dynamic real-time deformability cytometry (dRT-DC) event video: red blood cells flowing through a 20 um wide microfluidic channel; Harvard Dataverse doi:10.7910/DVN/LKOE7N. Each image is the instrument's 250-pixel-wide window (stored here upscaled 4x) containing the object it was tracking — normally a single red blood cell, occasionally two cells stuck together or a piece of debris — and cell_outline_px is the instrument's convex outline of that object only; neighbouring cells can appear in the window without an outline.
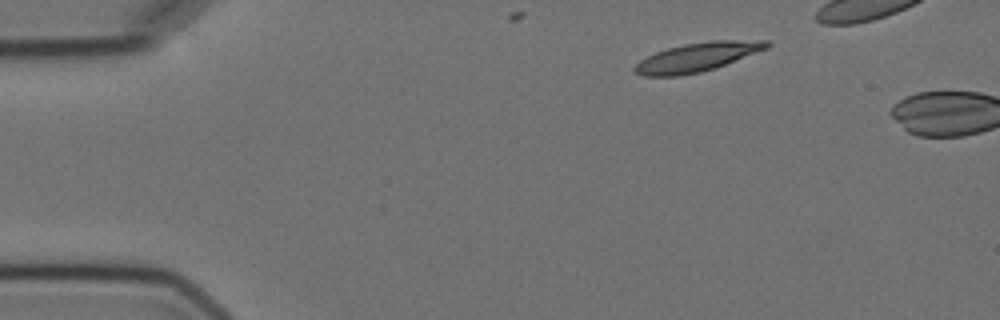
{"species": "Egyptian fruit bat (a non-hibernating species)", "species_latin": "Rousettus aegyptiacus", "temperature_condition": "cold", "stored_images_in_passage": 2, "camera_frame_rate_fps": 3000, "um_per_image_px": 0.085, "animal": {"sex": "female"}, "frame": {"image": 1, "passage_image": 1, "time_ms": 0.0, "image_size_px": [1000, 320], "cell_outline_px": [[772, 44], [768, 48], [716, 68], [700, 72], [680, 76], [644, 76], [636, 72], [632, 68], [640, 60], [656, 52], [668, 48], [684, 44], [712, 40], [768, 40]], "centroid_in_image_um": [59.29, 4.85], "position_along_channel_um": 25.7, "area_um2": 22.25}}